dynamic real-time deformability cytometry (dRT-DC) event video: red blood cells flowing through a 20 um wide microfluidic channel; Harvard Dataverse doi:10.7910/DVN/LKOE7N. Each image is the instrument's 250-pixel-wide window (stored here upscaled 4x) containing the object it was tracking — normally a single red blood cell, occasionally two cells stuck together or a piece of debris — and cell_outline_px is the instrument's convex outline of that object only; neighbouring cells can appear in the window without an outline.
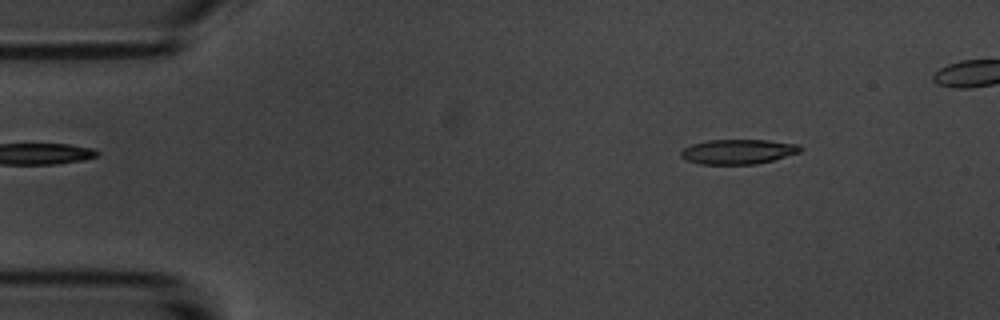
{"species": "common noctule bat (a hibernating species)", "species_latin": "Nyctalus noctula", "temperature_condition": "room temperature", "stored_images_in_passage": 45, "camera_frame_rate_fps": 3000, "um_per_image_px": 0.085, "animal": {"sex": "male", "body_mass_g": 20.1, "forearm_length_mm": 53.5}, "frame": {"image": 1, "passage_image": 1, "time_ms": 0.0, "image_size_px": [1000, 320], "cell_outline_px": [[804, 148], [800, 152], [772, 160], [756, 164], [700, 164], [688, 160], [680, 156], [680, 152], [684, 148], [692, 144], [708, 140], [768, 140], [796, 144]], "centroid_in_image_um": [62.73, 12.89], "position_along_channel_um": 22.3, "area_um2": 17.11}}
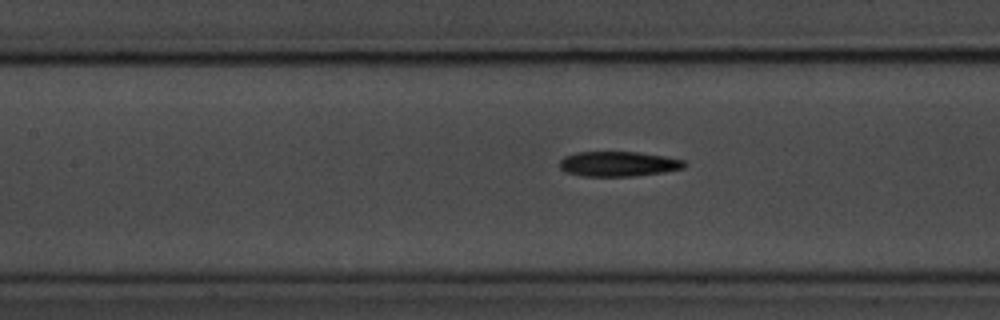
{"frame": {"image": 2, "passage_image": 18, "time_ms": 5.667, "image_size_px": [1000, 320], "cell_outline_px": [[688, 164], [684, 168], [664, 172], [632, 176], [580, 176], [564, 172], [560, 168], [560, 160], [564, 156], [576, 152], [640, 152], [664, 156], [684, 160]], "centroid_in_image_um": [52.55, 13.93], "position_along_channel_um": 154.8, "area_um2": 18.32}}
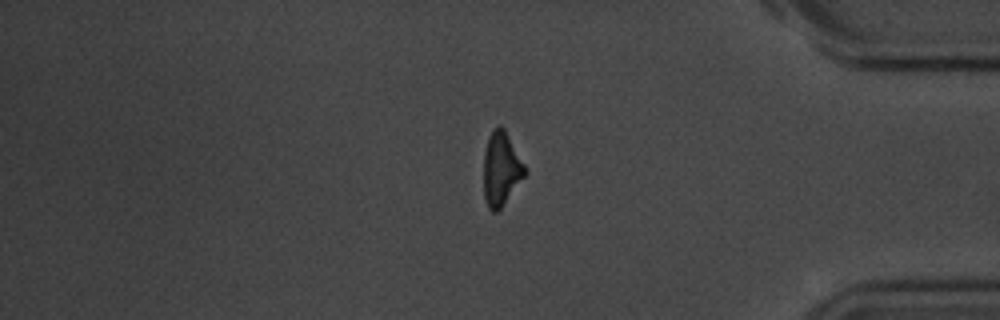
{"frame": {"image": 3, "passage_image": 40, "time_ms": 13.0, "image_size_px": [1000, 320], "cell_outline_px": [[528, 172], [504, 204], [496, 212], [492, 212], [488, 208], [484, 196], [484, 152], [488, 136], [492, 128], [500, 124], [504, 128], [528, 168]], "centroid_in_image_um": [42.62, 14.32], "position_along_channel_um": 392.6, "area_um2": 18.09}}